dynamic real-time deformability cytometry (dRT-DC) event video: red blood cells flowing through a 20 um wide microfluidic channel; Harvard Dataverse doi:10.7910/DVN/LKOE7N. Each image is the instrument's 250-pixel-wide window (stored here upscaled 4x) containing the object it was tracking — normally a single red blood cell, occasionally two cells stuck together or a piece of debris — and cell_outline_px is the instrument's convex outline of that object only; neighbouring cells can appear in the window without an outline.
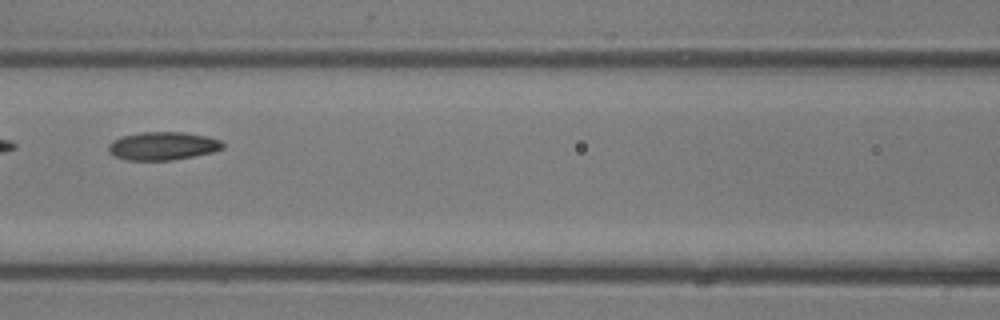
{"species": "common noctule bat (a hibernating species)", "species_latin": "Nyctalus noctula", "temperature_condition": "room temperature", "stored_images_in_passage": 6, "camera_frame_rate_fps": 3000, "um_per_image_px": 0.085, "animal": {"sex": "male", "body_mass_g": 13.3}, "frame": {"image": 1, "passage_image": 6, "time_ms": 1.667, "image_size_px": [1000, 320], "cell_outline_px": [[224, 148], [212, 152], [172, 160], [128, 160], [116, 156], [108, 152], [108, 144], [112, 140], [120, 136], [140, 132], [184, 132], [208, 136], [220, 140], [224, 144]], "centroid_in_image_um": [13.82, 12.39], "position_along_channel_um": 152.8, "area_um2": 18.84}}